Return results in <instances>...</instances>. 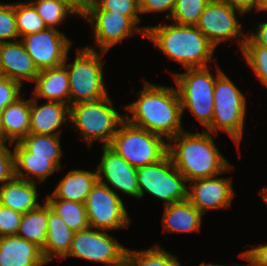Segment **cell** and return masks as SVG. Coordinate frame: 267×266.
<instances>
[{
  "instance_id": "cell-1",
  "label": "cell",
  "mask_w": 267,
  "mask_h": 266,
  "mask_svg": "<svg viewBox=\"0 0 267 266\" xmlns=\"http://www.w3.org/2000/svg\"><path fill=\"white\" fill-rule=\"evenodd\" d=\"M138 100L127 104L125 119L138 127L165 137L167 141L184 131L182 126V108L177 88L158 86L145 82L138 93Z\"/></svg>"
},
{
  "instance_id": "cell-2",
  "label": "cell",
  "mask_w": 267,
  "mask_h": 266,
  "mask_svg": "<svg viewBox=\"0 0 267 266\" xmlns=\"http://www.w3.org/2000/svg\"><path fill=\"white\" fill-rule=\"evenodd\" d=\"M167 154L187 182L232 171L229 161L215 146L212 133L207 130L203 133L179 132L169 140Z\"/></svg>"
},
{
  "instance_id": "cell-3",
  "label": "cell",
  "mask_w": 267,
  "mask_h": 266,
  "mask_svg": "<svg viewBox=\"0 0 267 266\" xmlns=\"http://www.w3.org/2000/svg\"><path fill=\"white\" fill-rule=\"evenodd\" d=\"M145 37L184 69L208 67L213 62L216 47L194 25L148 26Z\"/></svg>"
},
{
  "instance_id": "cell-4",
  "label": "cell",
  "mask_w": 267,
  "mask_h": 266,
  "mask_svg": "<svg viewBox=\"0 0 267 266\" xmlns=\"http://www.w3.org/2000/svg\"><path fill=\"white\" fill-rule=\"evenodd\" d=\"M109 94L70 106V122L79 130L83 140L92 146L97 139L103 146L109 145L117 133L125 114H120L113 106Z\"/></svg>"
},
{
  "instance_id": "cell-5",
  "label": "cell",
  "mask_w": 267,
  "mask_h": 266,
  "mask_svg": "<svg viewBox=\"0 0 267 266\" xmlns=\"http://www.w3.org/2000/svg\"><path fill=\"white\" fill-rule=\"evenodd\" d=\"M163 139L125 119L108 146L128 164L138 168L155 164L167 155L168 143Z\"/></svg>"
},
{
  "instance_id": "cell-6",
  "label": "cell",
  "mask_w": 267,
  "mask_h": 266,
  "mask_svg": "<svg viewBox=\"0 0 267 266\" xmlns=\"http://www.w3.org/2000/svg\"><path fill=\"white\" fill-rule=\"evenodd\" d=\"M213 95V119L207 131L217 135L223 130L239 148L245 122L246 97L224 72L215 80Z\"/></svg>"
},
{
  "instance_id": "cell-7",
  "label": "cell",
  "mask_w": 267,
  "mask_h": 266,
  "mask_svg": "<svg viewBox=\"0 0 267 266\" xmlns=\"http://www.w3.org/2000/svg\"><path fill=\"white\" fill-rule=\"evenodd\" d=\"M185 70L186 72L173 74L180 96L182 115L188 108L207 129L213 119L215 80L223 71L220 68L217 69L215 77L211 75L208 67Z\"/></svg>"
},
{
  "instance_id": "cell-8",
  "label": "cell",
  "mask_w": 267,
  "mask_h": 266,
  "mask_svg": "<svg viewBox=\"0 0 267 266\" xmlns=\"http://www.w3.org/2000/svg\"><path fill=\"white\" fill-rule=\"evenodd\" d=\"M101 54L90 46L78 49L73 63L65 66L69 77V105L86 102L107 94L103 77L104 63ZM67 64V65H66Z\"/></svg>"
},
{
  "instance_id": "cell-9",
  "label": "cell",
  "mask_w": 267,
  "mask_h": 266,
  "mask_svg": "<svg viewBox=\"0 0 267 266\" xmlns=\"http://www.w3.org/2000/svg\"><path fill=\"white\" fill-rule=\"evenodd\" d=\"M137 181L140 199L147 192L164 201V206L188 200L187 180L168 154L155 164L138 167Z\"/></svg>"
},
{
  "instance_id": "cell-10",
  "label": "cell",
  "mask_w": 267,
  "mask_h": 266,
  "mask_svg": "<svg viewBox=\"0 0 267 266\" xmlns=\"http://www.w3.org/2000/svg\"><path fill=\"white\" fill-rule=\"evenodd\" d=\"M85 208L90 227L98 230L126 228L131 223L118 193L100 181L88 194Z\"/></svg>"
},
{
  "instance_id": "cell-11",
  "label": "cell",
  "mask_w": 267,
  "mask_h": 266,
  "mask_svg": "<svg viewBox=\"0 0 267 266\" xmlns=\"http://www.w3.org/2000/svg\"><path fill=\"white\" fill-rule=\"evenodd\" d=\"M85 21L89 22L100 52L105 55L114 45L122 42L134 32L145 37L148 26L139 27L128 17L110 11H99L92 3L81 14Z\"/></svg>"
},
{
  "instance_id": "cell-12",
  "label": "cell",
  "mask_w": 267,
  "mask_h": 266,
  "mask_svg": "<svg viewBox=\"0 0 267 266\" xmlns=\"http://www.w3.org/2000/svg\"><path fill=\"white\" fill-rule=\"evenodd\" d=\"M126 253V249L113 236L104 230L88 227L74 232L71 247L64 257L82 258L110 266L118 262Z\"/></svg>"
},
{
  "instance_id": "cell-13",
  "label": "cell",
  "mask_w": 267,
  "mask_h": 266,
  "mask_svg": "<svg viewBox=\"0 0 267 266\" xmlns=\"http://www.w3.org/2000/svg\"><path fill=\"white\" fill-rule=\"evenodd\" d=\"M236 11L243 15L242 12L231 8L221 0H211L206 5L195 26L215 47L220 42L237 38L238 45L242 49L248 34L243 33L235 15Z\"/></svg>"
},
{
  "instance_id": "cell-14",
  "label": "cell",
  "mask_w": 267,
  "mask_h": 266,
  "mask_svg": "<svg viewBox=\"0 0 267 266\" xmlns=\"http://www.w3.org/2000/svg\"><path fill=\"white\" fill-rule=\"evenodd\" d=\"M21 41L39 71L64 64L72 45L63 32L55 28L24 36Z\"/></svg>"
},
{
  "instance_id": "cell-15",
  "label": "cell",
  "mask_w": 267,
  "mask_h": 266,
  "mask_svg": "<svg viewBox=\"0 0 267 266\" xmlns=\"http://www.w3.org/2000/svg\"><path fill=\"white\" fill-rule=\"evenodd\" d=\"M218 175L190 181L188 200L205 215L208 210L224 209L231 205L235 196L232 179Z\"/></svg>"
},
{
  "instance_id": "cell-16",
  "label": "cell",
  "mask_w": 267,
  "mask_h": 266,
  "mask_svg": "<svg viewBox=\"0 0 267 266\" xmlns=\"http://www.w3.org/2000/svg\"><path fill=\"white\" fill-rule=\"evenodd\" d=\"M102 149L103 156L96 169L98 181L108 187L110 184L128 196L139 198L137 168L128 164L108 145H102ZM103 177L107 181H104Z\"/></svg>"
},
{
  "instance_id": "cell-17",
  "label": "cell",
  "mask_w": 267,
  "mask_h": 266,
  "mask_svg": "<svg viewBox=\"0 0 267 266\" xmlns=\"http://www.w3.org/2000/svg\"><path fill=\"white\" fill-rule=\"evenodd\" d=\"M39 69L34 64L22 41L0 43V76L23 85V81L35 82Z\"/></svg>"
},
{
  "instance_id": "cell-18",
  "label": "cell",
  "mask_w": 267,
  "mask_h": 266,
  "mask_svg": "<svg viewBox=\"0 0 267 266\" xmlns=\"http://www.w3.org/2000/svg\"><path fill=\"white\" fill-rule=\"evenodd\" d=\"M37 101L34 97L30 99V133L60 135L61 130H56L69 121L70 105L47 101L38 106Z\"/></svg>"
},
{
  "instance_id": "cell-19",
  "label": "cell",
  "mask_w": 267,
  "mask_h": 266,
  "mask_svg": "<svg viewBox=\"0 0 267 266\" xmlns=\"http://www.w3.org/2000/svg\"><path fill=\"white\" fill-rule=\"evenodd\" d=\"M42 250L17 235L0 237V266H43Z\"/></svg>"
},
{
  "instance_id": "cell-20",
  "label": "cell",
  "mask_w": 267,
  "mask_h": 266,
  "mask_svg": "<svg viewBox=\"0 0 267 266\" xmlns=\"http://www.w3.org/2000/svg\"><path fill=\"white\" fill-rule=\"evenodd\" d=\"M34 98H45L69 105V77L65 63L39 71L35 79Z\"/></svg>"
},
{
  "instance_id": "cell-21",
  "label": "cell",
  "mask_w": 267,
  "mask_h": 266,
  "mask_svg": "<svg viewBox=\"0 0 267 266\" xmlns=\"http://www.w3.org/2000/svg\"><path fill=\"white\" fill-rule=\"evenodd\" d=\"M36 182L14 177L0 186V204L22 214L38 208Z\"/></svg>"
},
{
  "instance_id": "cell-22",
  "label": "cell",
  "mask_w": 267,
  "mask_h": 266,
  "mask_svg": "<svg viewBox=\"0 0 267 266\" xmlns=\"http://www.w3.org/2000/svg\"><path fill=\"white\" fill-rule=\"evenodd\" d=\"M23 96L0 112L5 142L9 140L10 145L20 142L30 133V99H22Z\"/></svg>"
},
{
  "instance_id": "cell-23",
  "label": "cell",
  "mask_w": 267,
  "mask_h": 266,
  "mask_svg": "<svg viewBox=\"0 0 267 266\" xmlns=\"http://www.w3.org/2000/svg\"><path fill=\"white\" fill-rule=\"evenodd\" d=\"M203 216L189 200L167 205L162 217L163 230L167 233L198 232Z\"/></svg>"
},
{
  "instance_id": "cell-24",
  "label": "cell",
  "mask_w": 267,
  "mask_h": 266,
  "mask_svg": "<svg viewBox=\"0 0 267 266\" xmlns=\"http://www.w3.org/2000/svg\"><path fill=\"white\" fill-rule=\"evenodd\" d=\"M74 232L47 204V235L42 254L48 263L56 257H65L71 247Z\"/></svg>"
},
{
  "instance_id": "cell-25",
  "label": "cell",
  "mask_w": 267,
  "mask_h": 266,
  "mask_svg": "<svg viewBox=\"0 0 267 266\" xmlns=\"http://www.w3.org/2000/svg\"><path fill=\"white\" fill-rule=\"evenodd\" d=\"M98 181L97 172L80 169L71 170L59 182L53 194L46 199L72 200L85 204L93 186Z\"/></svg>"
},
{
  "instance_id": "cell-26",
  "label": "cell",
  "mask_w": 267,
  "mask_h": 266,
  "mask_svg": "<svg viewBox=\"0 0 267 266\" xmlns=\"http://www.w3.org/2000/svg\"><path fill=\"white\" fill-rule=\"evenodd\" d=\"M13 153L15 177L17 178L32 182H36L38 179L41 183L55 171L60 170L49 159L29 158V152L19 142L15 144ZM31 177H33L32 180Z\"/></svg>"
},
{
  "instance_id": "cell-27",
  "label": "cell",
  "mask_w": 267,
  "mask_h": 266,
  "mask_svg": "<svg viewBox=\"0 0 267 266\" xmlns=\"http://www.w3.org/2000/svg\"><path fill=\"white\" fill-rule=\"evenodd\" d=\"M28 152L29 158L49 159L59 169L63 156L60 135L29 133L19 142Z\"/></svg>"
},
{
  "instance_id": "cell-28",
  "label": "cell",
  "mask_w": 267,
  "mask_h": 266,
  "mask_svg": "<svg viewBox=\"0 0 267 266\" xmlns=\"http://www.w3.org/2000/svg\"><path fill=\"white\" fill-rule=\"evenodd\" d=\"M17 236L35 243L41 249L47 235V202L23 214Z\"/></svg>"
},
{
  "instance_id": "cell-29",
  "label": "cell",
  "mask_w": 267,
  "mask_h": 266,
  "mask_svg": "<svg viewBox=\"0 0 267 266\" xmlns=\"http://www.w3.org/2000/svg\"><path fill=\"white\" fill-rule=\"evenodd\" d=\"M46 202L73 232L90 227L85 204L62 199H46Z\"/></svg>"
},
{
  "instance_id": "cell-30",
  "label": "cell",
  "mask_w": 267,
  "mask_h": 266,
  "mask_svg": "<svg viewBox=\"0 0 267 266\" xmlns=\"http://www.w3.org/2000/svg\"><path fill=\"white\" fill-rule=\"evenodd\" d=\"M47 28H56L66 16L80 13L65 0H30Z\"/></svg>"
},
{
  "instance_id": "cell-31",
  "label": "cell",
  "mask_w": 267,
  "mask_h": 266,
  "mask_svg": "<svg viewBox=\"0 0 267 266\" xmlns=\"http://www.w3.org/2000/svg\"><path fill=\"white\" fill-rule=\"evenodd\" d=\"M15 14L17 31L21 38L47 28L30 1L16 3Z\"/></svg>"
},
{
  "instance_id": "cell-32",
  "label": "cell",
  "mask_w": 267,
  "mask_h": 266,
  "mask_svg": "<svg viewBox=\"0 0 267 266\" xmlns=\"http://www.w3.org/2000/svg\"><path fill=\"white\" fill-rule=\"evenodd\" d=\"M211 0H176L173 12L169 17L173 23L196 25Z\"/></svg>"
},
{
  "instance_id": "cell-33",
  "label": "cell",
  "mask_w": 267,
  "mask_h": 266,
  "mask_svg": "<svg viewBox=\"0 0 267 266\" xmlns=\"http://www.w3.org/2000/svg\"><path fill=\"white\" fill-rule=\"evenodd\" d=\"M241 51L259 81L267 87V48L255 44L247 36Z\"/></svg>"
},
{
  "instance_id": "cell-34",
  "label": "cell",
  "mask_w": 267,
  "mask_h": 266,
  "mask_svg": "<svg viewBox=\"0 0 267 266\" xmlns=\"http://www.w3.org/2000/svg\"><path fill=\"white\" fill-rule=\"evenodd\" d=\"M138 266H181L177 257L160 248L158 243L147 250H128Z\"/></svg>"
},
{
  "instance_id": "cell-35",
  "label": "cell",
  "mask_w": 267,
  "mask_h": 266,
  "mask_svg": "<svg viewBox=\"0 0 267 266\" xmlns=\"http://www.w3.org/2000/svg\"><path fill=\"white\" fill-rule=\"evenodd\" d=\"M91 3L99 11H110L128 16L136 25L141 20L138 16L139 0H93Z\"/></svg>"
},
{
  "instance_id": "cell-36",
  "label": "cell",
  "mask_w": 267,
  "mask_h": 266,
  "mask_svg": "<svg viewBox=\"0 0 267 266\" xmlns=\"http://www.w3.org/2000/svg\"><path fill=\"white\" fill-rule=\"evenodd\" d=\"M18 37L15 3L5 4L0 2V43L11 42V39H17ZM8 39L10 40L8 41Z\"/></svg>"
},
{
  "instance_id": "cell-37",
  "label": "cell",
  "mask_w": 267,
  "mask_h": 266,
  "mask_svg": "<svg viewBox=\"0 0 267 266\" xmlns=\"http://www.w3.org/2000/svg\"><path fill=\"white\" fill-rule=\"evenodd\" d=\"M23 214L0 204V237L16 235Z\"/></svg>"
},
{
  "instance_id": "cell-38",
  "label": "cell",
  "mask_w": 267,
  "mask_h": 266,
  "mask_svg": "<svg viewBox=\"0 0 267 266\" xmlns=\"http://www.w3.org/2000/svg\"><path fill=\"white\" fill-rule=\"evenodd\" d=\"M22 85L7 77L0 76V112L20 98Z\"/></svg>"
},
{
  "instance_id": "cell-39",
  "label": "cell",
  "mask_w": 267,
  "mask_h": 266,
  "mask_svg": "<svg viewBox=\"0 0 267 266\" xmlns=\"http://www.w3.org/2000/svg\"><path fill=\"white\" fill-rule=\"evenodd\" d=\"M6 143L0 142V185L15 177L14 153Z\"/></svg>"
},
{
  "instance_id": "cell-40",
  "label": "cell",
  "mask_w": 267,
  "mask_h": 266,
  "mask_svg": "<svg viewBox=\"0 0 267 266\" xmlns=\"http://www.w3.org/2000/svg\"><path fill=\"white\" fill-rule=\"evenodd\" d=\"M176 0H139L140 14L148 12H162L169 11L166 14V19H169L173 12Z\"/></svg>"
},
{
  "instance_id": "cell-41",
  "label": "cell",
  "mask_w": 267,
  "mask_h": 266,
  "mask_svg": "<svg viewBox=\"0 0 267 266\" xmlns=\"http://www.w3.org/2000/svg\"><path fill=\"white\" fill-rule=\"evenodd\" d=\"M239 257L256 266H267V244L248 249L241 253Z\"/></svg>"
},
{
  "instance_id": "cell-42",
  "label": "cell",
  "mask_w": 267,
  "mask_h": 266,
  "mask_svg": "<svg viewBox=\"0 0 267 266\" xmlns=\"http://www.w3.org/2000/svg\"><path fill=\"white\" fill-rule=\"evenodd\" d=\"M231 8L239 10L243 14L252 11L254 8L258 12V0H221Z\"/></svg>"
},
{
  "instance_id": "cell-43",
  "label": "cell",
  "mask_w": 267,
  "mask_h": 266,
  "mask_svg": "<svg viewBox=\"0 0 267 266\" xmlns=\"http://www.w3.org/2000/svg\"><path fill=\"white\" fill-rule=\"evenodd\" d=\"M248 37L257 45H261L267 48V22L260 23L258 25L257 31L251 32V36Z\"/></svg>"
},
{
  "instance_id": "cell-44",
  "label": "cell",
  "mask_w": 267,
  "mask_h": 266,
  "mask_svg": "<svg viewBox=\"0 0 267 266\" xmlns=\"http://www.w3.org/2000/svg\"><path fill=\"white\" fill-rule=\"evenodd\" d=\"M65 1H67L72 7H74L81 15L93 0H65Z\"/></svg>"
},
{
  "instance_id": "cell-45",
  "label": "cell",
  "mask_w": 267,
  "mask_h": 266,
  "mask_svg": "<svg viewBox=\"0 0 267 266\" xmlns=\"http://www.w3.org/2000/svg\"><path fill=\"white\" fill-rule=\"evenodd\" d=\"M110 266H138L135 259L126 253L118 262L112 263Z\"/></svg>"
},
{
  "instance_id": "cell-46",
  "label": "cell",
  "mask_w": 267,
  "mask_h": 266,
  "mask_svg": "<svg viewBox=\"0 0 267 266\" xmlns=\"http://www.w3.org/2000/svg\"><path fill=\"white\" fill-rule=\"evenodd\" d=\"M267 11V0H258V12Z\"/></svg>"
},
{
  "instance_id": "cell-47",
  "label": "cell",
  "mask_w": 267,
  "mask_h": 266,
  "mask_svg": "<svg viewBox=\"0 0 267 266\" xmlns=\"http://www.w3.org/2000/svg\"><path fill=\"white\" fill-rule=\"evenodd\" d=\"M260 193V195H262L264 203L267 205V187H264Z\"/></svg>"
},
{
  "instance_id": "cell-48",
  "label": "cell",
  "mask_w": 267,
  "mask_h": 266,
  "mask_svg": "<svg viewBox=\"0 0 267 266\" xmlns=\"http://www.w3.org/2000/svg\"><path fill=\"white\" fill-rule=\"evenodd\" d=\"M0 142H5V136L1 128V120H0Z\"/></svg>"
},
{
  "instance_id": "cell-49",
  "label": "cell",
  "mask_w": 267,
  "mask_h": 266,
  "mask_svg": "<svg viewBox=\"0 0 267 266\" xmlns=\"http://www.w3.org/2000/svg\"><path fill=\"white\" fill-rule=\"evenodd\" d=\"M199 266H227V265H217V264H212V263H209L208 265L205 264V262H202ZM235 266H240V265H235Z\"/></svg>"
},
{
  "instance_id": "cell-50",
  "label": "cell",
  "mask_w": 267,
  "mask_h": 266,
  "mask_svg": "<svg viewBox=\"0 0 267 266\" xmlns=\"http://www.w3.org/2000/svg\"><path fill=\"white\" fill-rule=\"evenodd\" d=\"M241 266V265H240ZM242 266H256V265H254V264H252L251 262L250 263H248V265H242Z\"/></svg>"
}]
</instances>
